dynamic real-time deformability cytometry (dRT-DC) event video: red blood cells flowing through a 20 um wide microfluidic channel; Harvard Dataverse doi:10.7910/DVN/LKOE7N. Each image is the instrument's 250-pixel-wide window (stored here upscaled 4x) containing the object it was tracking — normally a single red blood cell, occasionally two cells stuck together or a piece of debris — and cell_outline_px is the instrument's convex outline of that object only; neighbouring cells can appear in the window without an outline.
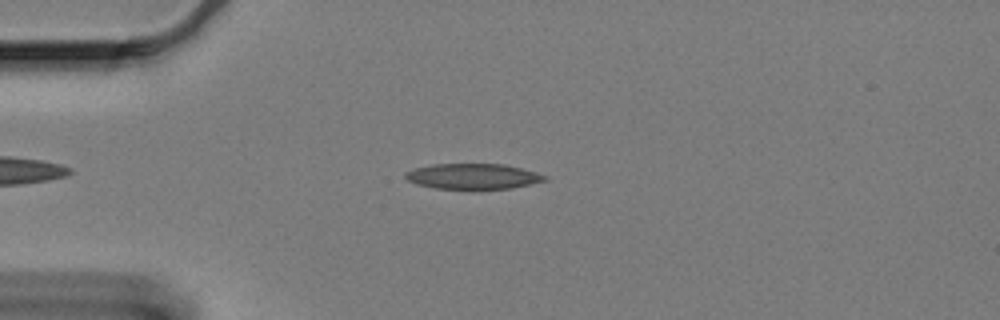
{"species": "Egyptian fruit bat (a non-hibernating species)", "species_latin": "Rousettus aegyptiacus", "temperature_condition": "cold", "stored_images_in_passage": 43, "camera_frame_rate_fps": 3000, "um_per_image_px": 0.085, "animal": {"sex": "female"}, "frame": {"image": 1, "passage_image": 6, "time_ms": 1.667, "image_size_px": [1000, 320], "cell_outline_px": [[548, 180], [512, 188], [468, 192], [436, 188], [416, 184], [408, 180], [404, 176], [404, 172], [416, 168], [432, 164], [504, 164], [536, 172], [548, 176]], "centroid_in_image_um": [40.21, 15.03], "position_along_channel_um": 44.8, "area_um2": 21.56}}
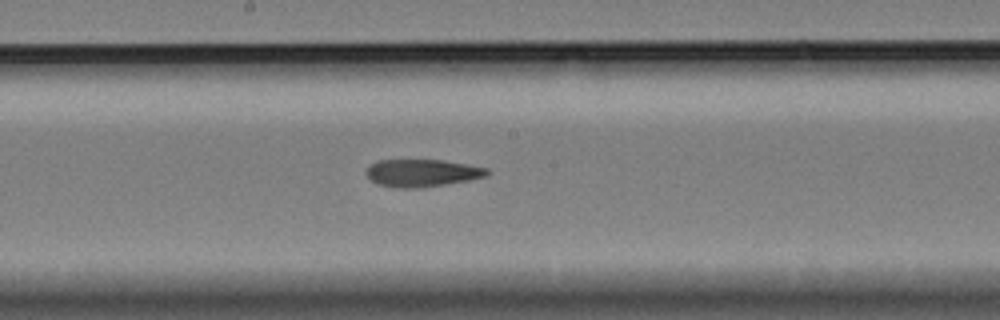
{"frame": {"image": 2, "passage_image": 23, "time_ms": 7.333, "image_size_px": [1000, 320], "cell_outline_px": [[492, 172], [488, 176], [468, 180], [424, 188], [396, 188], [376, 184], [364, 172], [372, 164], [380, 160], [444, 160], [488, 168]], "centroid_in_image_um": [35.91, 14.71], "position_along_channel_um": 212.3, "area_um2": 19.48}}
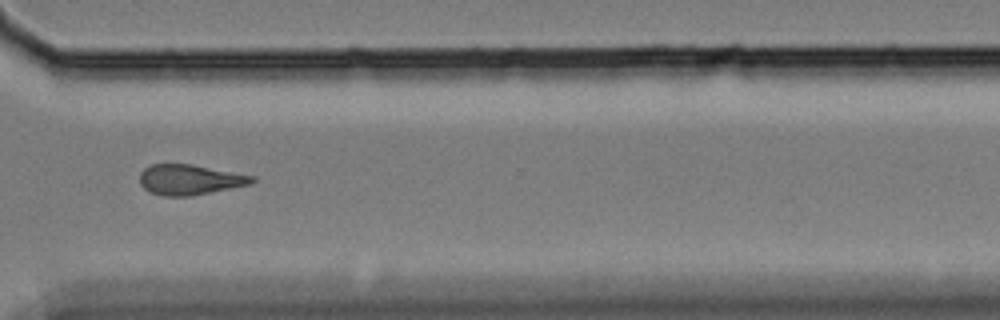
{"frame": {"image": 3, "passage_image": 36, "time_ms": 11.667, "image_size_px": [1000, 320], "cell_outline_px": [[256, 180], [252, 184], [192, 196], [164, 196], [152, 192], [144, 188], [140, 184], [140, 172], [144, 168], [152, 164], [192, 164], [256, 176]], "centroid_in_image_um": [16.16, 15.27], "position_along_channel_um": 354.4, "area_um2": 19.94}, "authors_computed_cell_mechanics": {"area_um2": 20.1722, "velocity_mm_per_s": 3.2803, "shape_relaxation_time_tau1_ms": null, "shape_relaxation_time_tau2_ms": 8.1313, "deformation_change_tau1": null, "deformation_change_tau2": 0.1837}}